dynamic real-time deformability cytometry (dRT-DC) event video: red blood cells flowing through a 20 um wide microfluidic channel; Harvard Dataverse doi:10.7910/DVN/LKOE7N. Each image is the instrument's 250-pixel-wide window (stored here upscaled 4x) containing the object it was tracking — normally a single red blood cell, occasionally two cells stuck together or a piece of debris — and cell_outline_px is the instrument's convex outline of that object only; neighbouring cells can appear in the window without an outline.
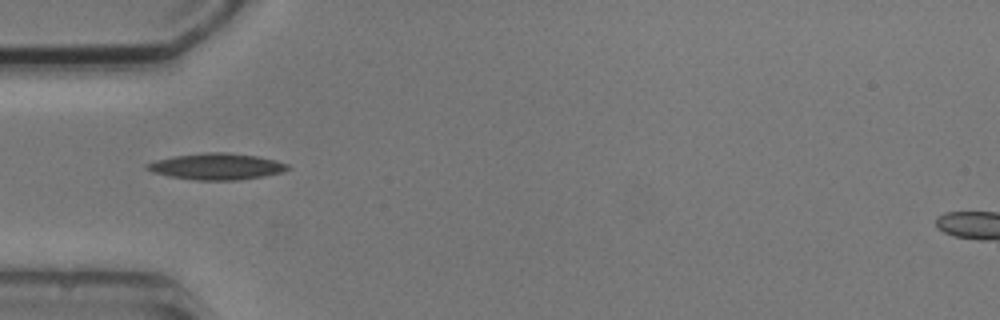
{"species": "common noctule bat (a hibernating species)", "species_latin": "Nyctalus noctula", "temperature_condition": "cold", "stored_images_in_passage": 6, "camera_frame_rate_fps": 3000, "um_per_image_px": 0.085, "animal": {"sex": "male", "body_mass_g": 20.5, "forearm_length_mm": 52.5}, "frame": {"image": 1, "passage_image": 5, "time_ms": 4.667, "image_size_px": [1000, 320], "cell_outline_px": [[288, 168], [284, 172], [264, 176], [236, 180], [196, 180], [168, 176], [152, 172], [144, 168], [144, 164], [156, 160], [176, 156], [204, 152], [228, 152], [256, 156], [276, 160], [288, 164]], "centroid_in_image_um": [18.39, 14.15], "position_along_channel_um": 66.6, "area_um2": 21.62}}